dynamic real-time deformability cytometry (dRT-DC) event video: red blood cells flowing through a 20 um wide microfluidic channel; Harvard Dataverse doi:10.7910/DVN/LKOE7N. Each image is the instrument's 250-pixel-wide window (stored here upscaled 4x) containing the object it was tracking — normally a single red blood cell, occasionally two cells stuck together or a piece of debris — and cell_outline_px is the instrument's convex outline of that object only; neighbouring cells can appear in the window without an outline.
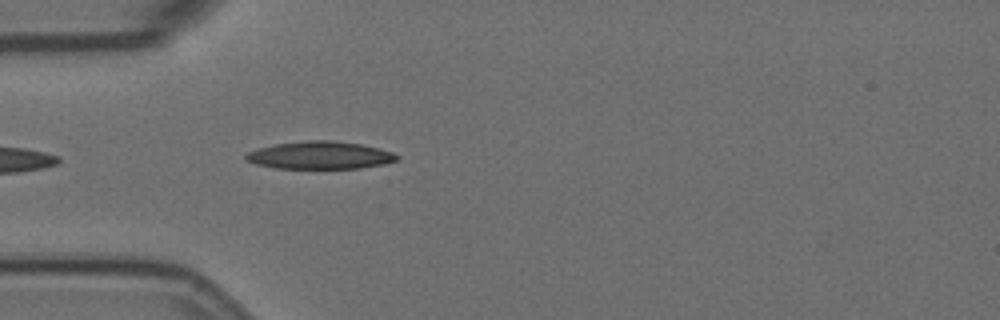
{"species": "Egyptian fruit bat (a non-hibernating species)", "species_latin": "Rousettus aegyptiacus", "temperature_condition": "room temperature", "stored_images_in_passage": 18, "camera_frame_rate_fps": 3000, "um_per_image_px": 0.085, "animal": {"sex": "female"}, "frame": {"image": 1, "passage_image": 3, "time_ms": 0.667, "image_size_px": [1000, 320], "cell_outline_px": [[400, 156], [396, 160], [384, 164], [360, 168], [276, 168], [256, 164], [244, 160], [244, 156], [248, 152], [260, 148], [276, 144], [308, 140], [332, 140], [360, 144], [392, 152]], "centroid_in_image_um": [27.18, 13.2], "position_along_channel_um": 57.8, "area_um2": 24.1}}